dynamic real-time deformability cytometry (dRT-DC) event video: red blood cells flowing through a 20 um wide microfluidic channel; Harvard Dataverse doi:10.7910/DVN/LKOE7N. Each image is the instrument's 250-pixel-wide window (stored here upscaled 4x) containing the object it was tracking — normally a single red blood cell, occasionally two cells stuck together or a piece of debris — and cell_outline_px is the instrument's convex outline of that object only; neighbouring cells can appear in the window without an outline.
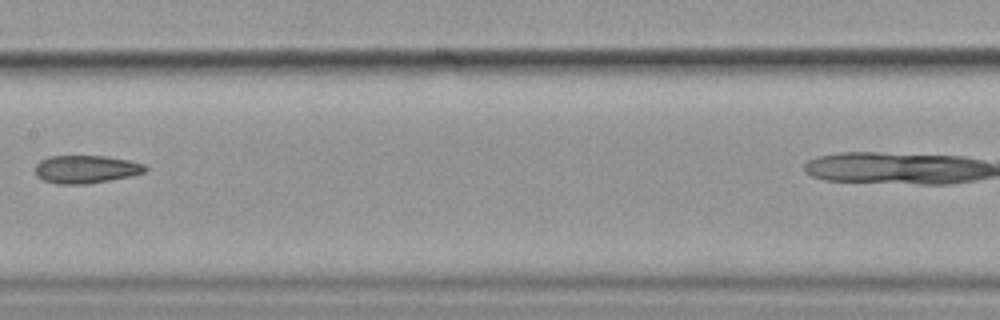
{"species": "common noctule bat (a hibernating species)", "species_latin": "Nyctalus noctula", "temperature_condition": "cold", "stored_images_in_passage": 9, "camera_frame_rate_fps": 3000, "um_per_image_px": 0.085, "animal": {"sex": "female", "body_mass_g": 19.9}, "frame": {"image": 1, "passage_image": 6, "time_ms": 6.0, "image_size_px": [1000, 320], "cell_outline_px": [[148, 168], [144, 172], [128, 176], [88, 184], [56, 184], [44, 180], [36, 176], [36, 164], [40, 160], [52, 156], [108, 156], [128, 160], [144, 164]], "centroid_in_image_um": [7.29, 14.38], "position_along_channel_um": 200.1, "area_um2": 17.8}}
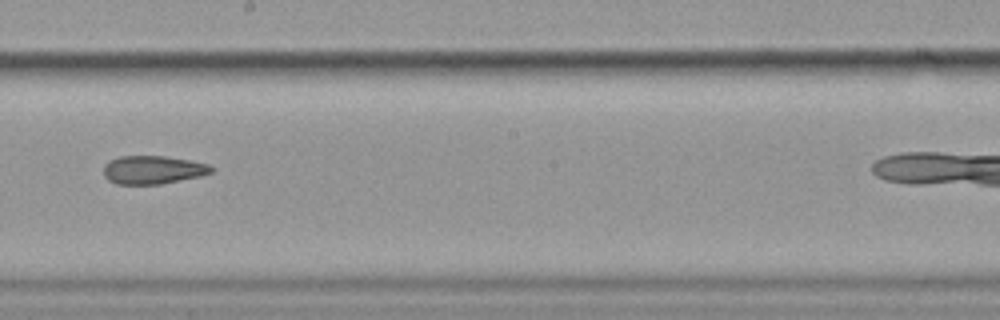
{"frame": {"image": 2, "passage_image": 7, "time_ms": 7.0, "image_size_px": [1000, 320], "cell_outline_px": [[212, 172], [200, 176], [160, 184], [116, 184], [108, 180], [104, 176], [104, 164], [108, 160], [120, 156], [164, 156], [188, 160], [208, 164], [212, 168]], "centroid_in_image_um": [12.94, 14.43], "position_along_channel_um": 235.3, "area_um2": 17.69}}
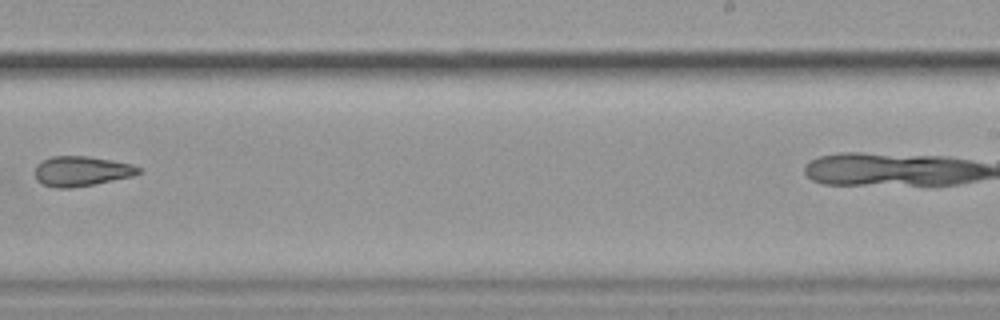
{"frame": {"image": 3, "passage_image": 8, "time_ms": 8.333, "image_size_px": [1000, 320], "cell_outline_px": [[140, 172], [132, 176], [72, 188], [56, 188], [44, 184], [36, 180], [32, 172], [36, 164], [52, 156], [88, 156], [112, 160], [132, 164], [140, 168]], "centroid_in_image_um": [6.86, 14.54], "position_along_channel_um": 282.1, "area_um2": 18.09}}